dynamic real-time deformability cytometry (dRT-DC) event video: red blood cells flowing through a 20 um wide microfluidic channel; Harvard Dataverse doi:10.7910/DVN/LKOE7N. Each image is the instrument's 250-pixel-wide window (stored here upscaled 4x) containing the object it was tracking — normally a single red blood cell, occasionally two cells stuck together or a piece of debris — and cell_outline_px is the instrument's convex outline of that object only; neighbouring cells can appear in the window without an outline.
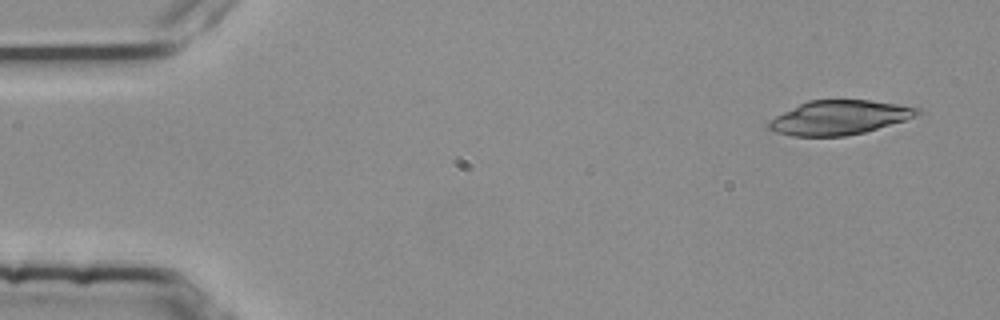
{"species": "common noctule bat (a hibernating species)", "species_latin": "Nyctalus noctula", "temperature_condition": "room temperature", "stored_images_in_passage": 4, "camera_frame_rate_fps": 3000, "um_per_image_px": 0.085, "animal": {"sex": "female", "body_mass_g": 25.1}, "frame": {"image": 1, "passage_image": 1, "time_ms": 0.0, "image_size_px": [1000, 320], "cell_outline_px": [[920, 112], [904, 120], [864, 132], [844, 136], [792, 136], [772, 132], [764, 128], [764, 124], [768, 120], [808, 100], [868, 100], [896, 104], [920, 108]], "centroid_in_image_um": [71.22, 10.0], "position_along_channel_um": 13.8, "area_um2": 29.48}}